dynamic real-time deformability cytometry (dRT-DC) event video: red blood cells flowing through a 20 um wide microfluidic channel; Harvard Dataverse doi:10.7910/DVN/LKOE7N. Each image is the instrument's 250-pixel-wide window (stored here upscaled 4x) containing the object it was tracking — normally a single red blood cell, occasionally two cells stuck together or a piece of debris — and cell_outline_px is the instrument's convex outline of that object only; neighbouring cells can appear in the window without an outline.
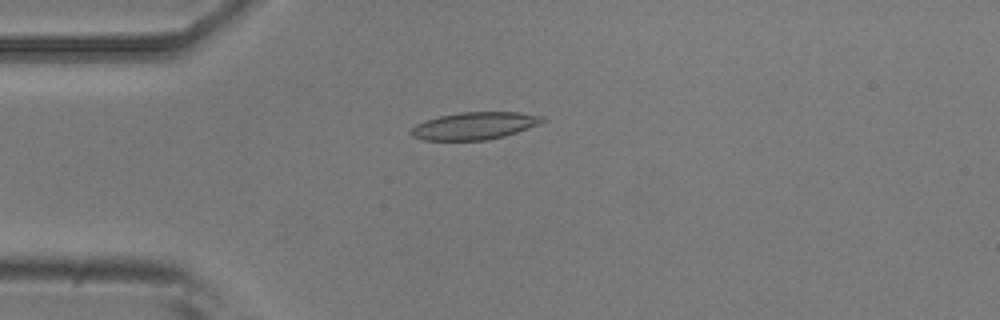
{"species": "common noctule bat (a hibernating species)", "species_latin": "Nyctalus noctula", "temperature_condition": "room temperature", "stored_images_in_passage": 50, "camera_frame_rate_fps": 3000, "um_per_image_px": 0.085, "animal": {"sex": "male", "body_mass_g": 20.5, "forearm_length_mm": 52.5}, "frame": {"image": 1, "passage_image": 11, "time_ms": 3.333, "image_size_px": [1000, 320], "cell_outline_px": [[548, 120], [540, 124], [504, 136], [484, 140], [420, 140], [412, 136], [408, 132], [416, 124], [424, 120], [440, 116], [460, 112], [520, 112], [544, 116]], "centroid_in_image_um": [40.33, 10.69], "position_along_channel_um": 44.7, "area_um2": 21.1}}
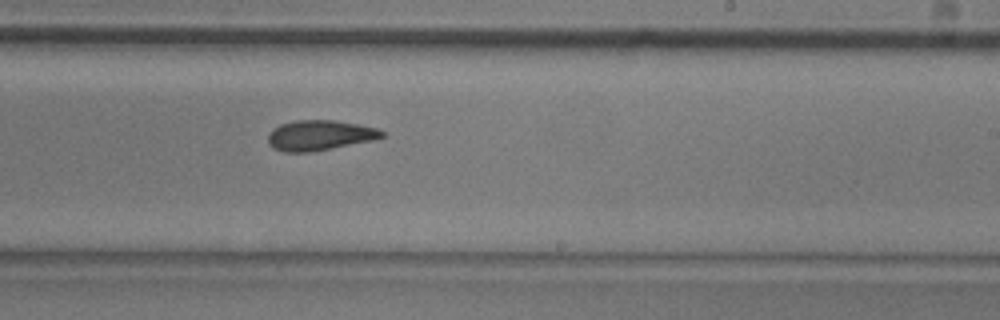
{"frame": {"image": 2, "passage_image": 29, "time_ms": 9.333, "image_size_px": [1000, 320], "cell_outline_px": [[384, 136], [372, 140], [308, 152], [284, 152], [272, 148], [268, 144], [268, 132], [272, 128], [280, 124], [296, 120], [332, 120], [356, 124], [376, 128], [384, 132]], "centroid_in_image_um": [27.09, 11.49], "position_along_channel_um": 261.9, "area_um2": 19.83}}
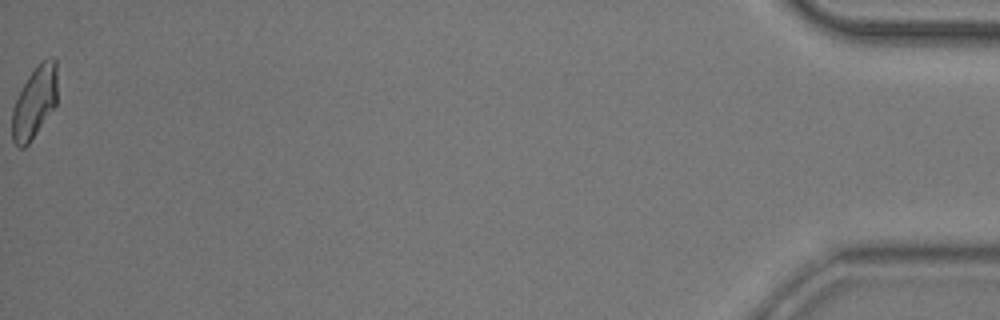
{"frame": {"image": 3, "passage_image": 50, "time_ms": 16.333, "image_size_px": [1000, 320], "cell_outline_px": [[56, 104], [28, 144], [24, 148], [20, 148], [12, 140], [12, 112], [16, 100], [28, 76], [48, 56], [52, 56], [56, 60]], "centroid_in_image_um": [2.93, 8.7], "position_along_channel_um": 432.3, "area_um2": 18.38}, "authors_computed_cell_mechanics": {"area_um2": 19.9699, "velocity_mm_per_s": 3.901, "shape_relaxation_time_tau1_ms": 3.5092, "shape_relaxation_time_tau2_ms": 2.9852, "deformation_change_tau1": 0.1337, "deformation_change_tau2": 0.0966}}